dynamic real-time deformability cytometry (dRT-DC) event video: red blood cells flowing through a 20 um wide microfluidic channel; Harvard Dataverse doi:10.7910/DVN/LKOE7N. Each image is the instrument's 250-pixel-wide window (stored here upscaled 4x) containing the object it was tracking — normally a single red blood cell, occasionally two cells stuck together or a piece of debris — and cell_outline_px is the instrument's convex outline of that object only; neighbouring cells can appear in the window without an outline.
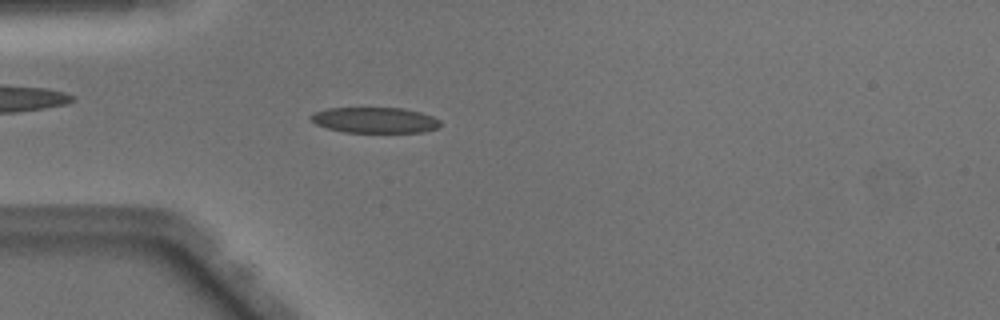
{"species": "Egyptian fruit bat (a non-hibernating species)", "species_latin": "Rousettus aegyptiacus", "temperature_condition": "warm", "stored_images_in_passage": 48, "camera_frame_rate_fps": 3000, "um_per_image_px": 0.085, "animal": {"sex": "male"}, "frame": {"image": 1, "passage_image": 13, "time_ms": 4.0, "image_size_px": [1000, 320], "cell_outline_px": [[440, 128], [424, 132], [344, 132], [328, 128], [316, 124], [308, 116], [312, 112], [328, 108], [404, 108], [420, 112], [432, 116], [440, 120]], "centroid_in_image_um": [31.87, 10.21], "position_along_channel_um": 53.1, "area_um2": 19.48}}
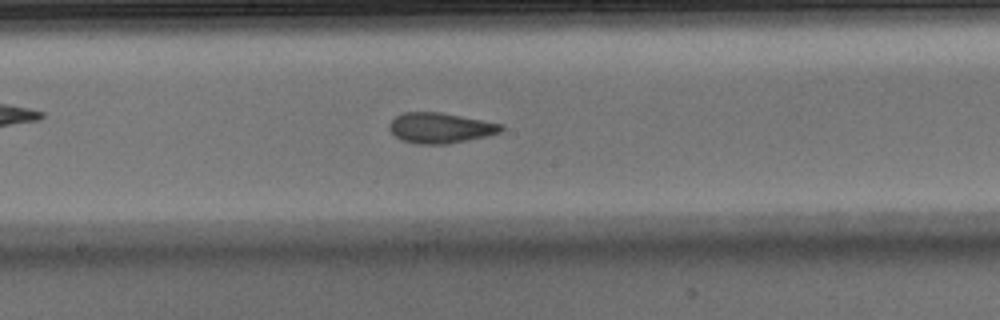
{"frame": {"image": 2, "passage_image": 25, "time_ms": 8.0, "image_size_px": [1000, 320], "cell_outline_px": [[504, 128], [500, 132], [488, 136], [448, 144], [416, 144], [400, 140], [388, 128], [388, 124], [400, 112], [440, 112], [504, 124]], "centroid_in_image_um": [37.42, 10.87], "position_along_channel_um": 210.8, "area_um2": 20.0}}
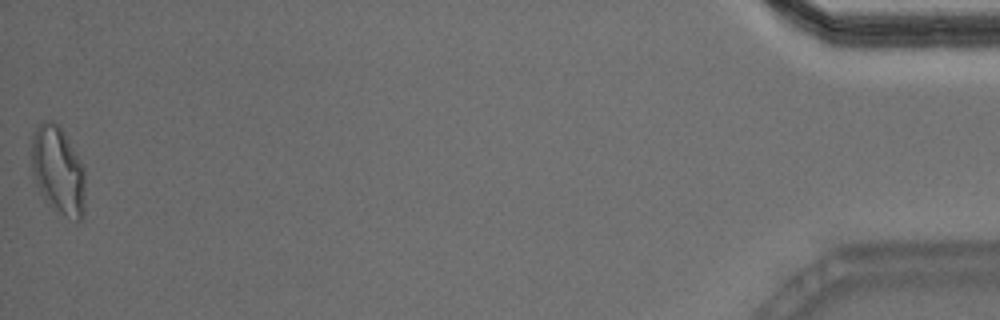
{"frame": {"image": 3, "passage_image": 48, "time_ms": 15.667, "image_size_px": [1000, 320], "cell_outline_px": [[84, 216], [76, 224], [52, 208], [44, 200], [32, 176], [32, 136], [36, 128], [44, 120], [52, 120], [64, 132], [80, 160], [84, 168]], "centroid_in_image_um": [4.94, 14.54], "position_along_channel_um": 430.3, "area_um2": 27.8}, "authors_computed_cell_mechanics": {"area_um2": 19.8543, "velocity_mm_per_s": 4.107, "shape_relaxation_time_tau1_ms": null, "shape_relaxation_time_tau2_ms": 1.6462, "deformation_change_tau1": null, "deformation_change_tau2": 0.0963}}